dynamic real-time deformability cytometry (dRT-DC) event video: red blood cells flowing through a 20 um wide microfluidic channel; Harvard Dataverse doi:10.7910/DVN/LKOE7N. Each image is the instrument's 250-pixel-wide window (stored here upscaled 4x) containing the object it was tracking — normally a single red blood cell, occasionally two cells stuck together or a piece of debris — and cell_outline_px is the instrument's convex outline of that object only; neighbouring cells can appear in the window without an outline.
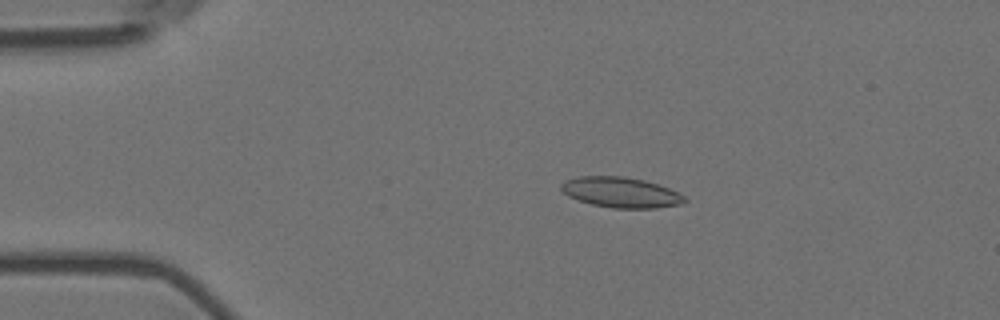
{"species": "Egyptian fruit bat (a non-hibernating species)", "species_latin": "Rousettus aegyptiacus", "temperature_condition": "room temperature", "stored_images_in_passage": 8, "camera_frame_rate_fps": 3000, "um_per_image_px": 0.085, "animal": {"sex": "female"}, "frame": {"image": 1, "passage_image": 4, "time_ms": 1.0, "image_size_px": [1000, 320], "cell_outline_px": [[688, 200], [680, 204], [656, 208], [612, 208], [592, 204], [568, 196], [560, 188], [560, 184], [564, 180], [580, 176], [624, 176], [644, 180], [668, 188], [684, 196]], "centroid_in_image_um": [52.75, 16.35], "position_along_channel_um": 32.3, "area_um2": 21.73}}
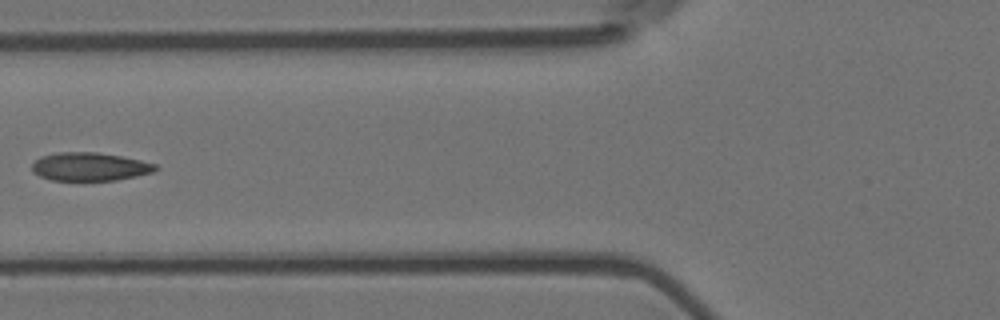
{"frame": {"image": 2, "passage_image": 7, "time_ms": 2.0, "image_size_px": [1000, 320], "cell_outline_px": [[160, 168], [152, 172], [136, 176], [116, 180], [52, 180], [40, 176], [32, 172], [32, 164], [40, 156], [60, 152], [96, 152], [120, 156], [140, 160], [156, 164]], "centroid_in_image_um": [7.62, 14.16], "position_along_channel_um": 118.2, "area_um2": 20.29}}
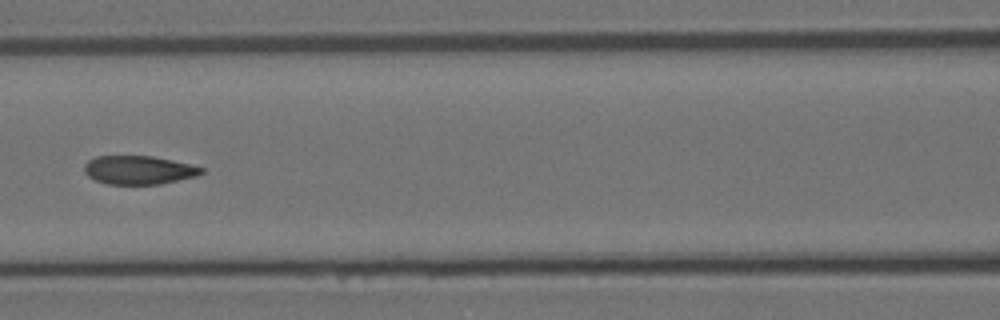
{"frame": {"image": 3, "passage_image": 8, "time_ms": 2.333, "image_size_px": [1000, 320], "cell_outline_px": [[204, 172], [196, 176], [160, 184], [108, 184], [96, 180], [88, 176], [84, 172], [84, 164], [88, 160], [96, 156], [152, 156], [172, 160], [204, 168]], "centroid_in_image_um": [11.77, 14.45], "position_along_channel_um": 154.8, "area_um2": 19.42}}